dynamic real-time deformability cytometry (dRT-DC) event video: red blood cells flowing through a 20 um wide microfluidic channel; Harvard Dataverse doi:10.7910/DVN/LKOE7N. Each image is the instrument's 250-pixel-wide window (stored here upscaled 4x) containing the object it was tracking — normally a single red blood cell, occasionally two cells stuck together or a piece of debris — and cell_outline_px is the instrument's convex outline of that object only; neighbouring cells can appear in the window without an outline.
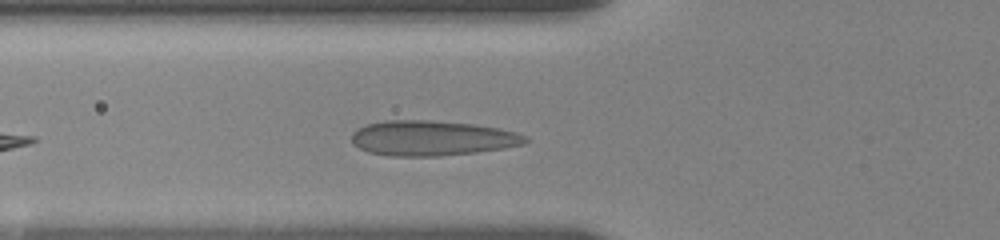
{"species": "human", "species_latin": "Homo sapiens", "temperature_condition": "room temperature", "stored_images_in_passage": 47, "camera_frame_rate_fps": 3000, "um_per_image_px": 0.085, "donor": {"sex": "female"}, "frame": {"image": 1, "passage_image": 8, "time_ms": 1.667, "image_size_px": [1000, 240], "cell_outline_px": [[528, 140], [524, 144], [504, 148], [476, 152], [436, 156], [392, 156], [368, 152], [352, 144], [352, 132], [356, 128], [368, 124], [384, 120], [432, 120], [472, 124], [500, 128], [516, 132], [528, 136]], "centroid_in_image_um": [36.72, 11.73], "position_along_channel_um": 89.1, "area_um2": 35.66}}
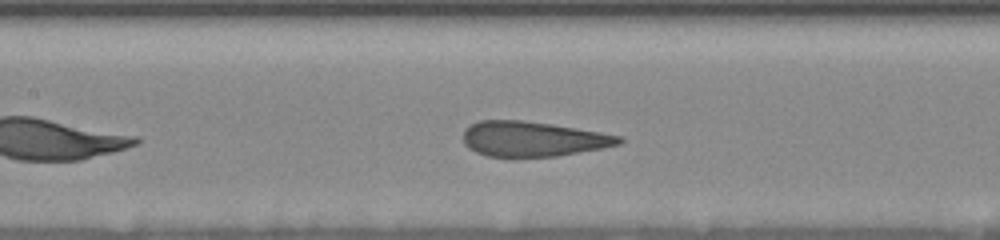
{"frame": {"image": 2, "passage_image": 16, "time_ms": 3.667, "image_size_px": [1000, 240], "cell_outline_px": [[624, 140], [620, 144], [600, 148], [556, 156], [488, 156], [476, 152], [468, 148], [464, 144], [464, 128], [480, 120], [524, 120], [552, 124], [600, 132], [620, 136]], "centroid_in_image_um": [45.26, 11.8], "position_along_channel_um": 162.1, "area_um2": 31.5}}
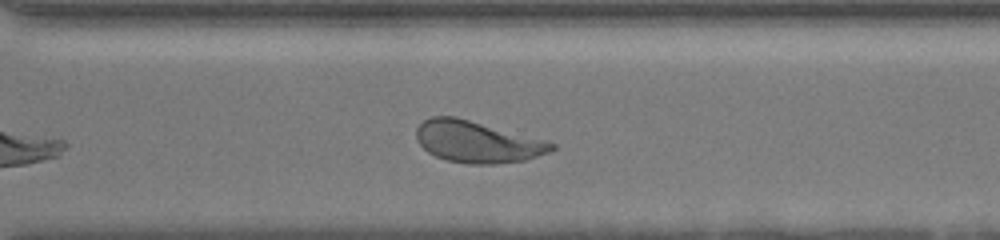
{"frame": {"image": 3, "passage_image": 35, "time_ms": 8.333, "image_size_px": [1000, 240], "cell_outline_px": [[556, 148], [548, 152], [524, 160], [496, 164], [468, 164], [448, 160], [436, 156], [428, 152], [416, 140], [416, 128], [424, 120], [432, 116], [456, 116], [544, 140], [556, 144]], "centroid_in_image_um": [40.53, 12.05], "position_along_channel_um": 330.1, "area_um2": 32.54}}